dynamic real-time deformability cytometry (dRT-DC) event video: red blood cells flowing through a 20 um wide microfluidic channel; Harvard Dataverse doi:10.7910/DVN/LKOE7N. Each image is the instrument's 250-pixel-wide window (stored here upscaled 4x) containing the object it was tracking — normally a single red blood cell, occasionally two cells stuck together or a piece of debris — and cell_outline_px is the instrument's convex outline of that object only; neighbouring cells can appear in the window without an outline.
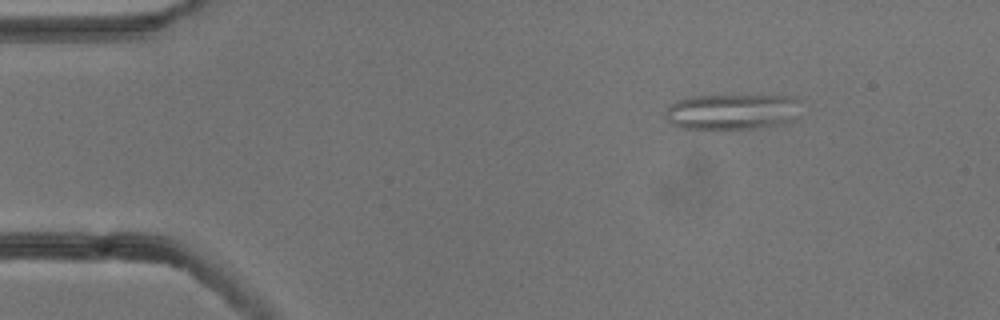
{"species": "common noctule bat (a hibernating species)", "species_latin": "Nyctalus noctula", "temperature_condition": "cold", "stored_images_in_passage": 5, "camera_frame_rate_fps": 3000, "um_per_image_px": 0.085, "animal": {"sex": "male", "body_mass_g": 13.3}, "frame": {"image": 1, "passage_image": 3, "time_ms": 0.667, "image_size_px": [1000, 320], "cell_outline_px": [[796, 116], [792, 120], [784, 124], [760, 128], [680, 128], [672, 124], [668, 120], [664, 112], [672, 104], [688, 96], [796, 96]], "centroid_in_image_um": [62.21, 9.5], "position_along_channel_um": 22.8, "area_um2": 27.74}}